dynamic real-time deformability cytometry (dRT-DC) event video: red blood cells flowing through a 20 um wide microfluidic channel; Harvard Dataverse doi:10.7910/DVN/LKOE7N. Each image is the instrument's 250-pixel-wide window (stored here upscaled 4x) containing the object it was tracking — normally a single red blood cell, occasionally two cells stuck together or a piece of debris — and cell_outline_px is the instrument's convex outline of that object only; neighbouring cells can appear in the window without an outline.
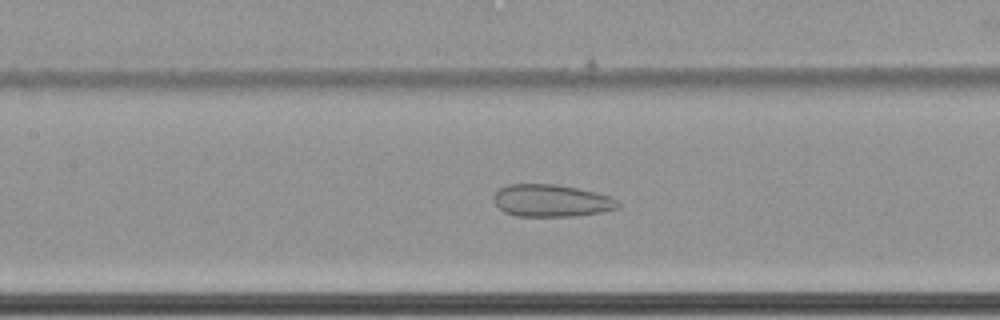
{"species": "common noctule bat (a hibernating species)", "species_latin": "Nyctalus noctula", "temperature_condition": "cold", "stored_images_in_passage": 50, "camera_frame_rate_fps": 3000, "um_per_image_px": 0.085, "animal": {"sex": "female", "body_mass_g": 22.7, "forearm_length_mm": 54.2}, "frame": {"image": 1, "passage_image": 26, "time_ms": 8.333, "image_size_px": [1000, 320], "cell_outline_px": [[620, 208], [604, 212], [576, 216], [516, 216], [504, 212], [492, 200], [492, 196], [500, 188], [508, 184], [556, 184], [580, 188], [612, 196], [620, 204]], "centroid_in_image_um": [46.9, 17.05], "position_along_channel_um": 160.5, "area_um2": 23.76}}
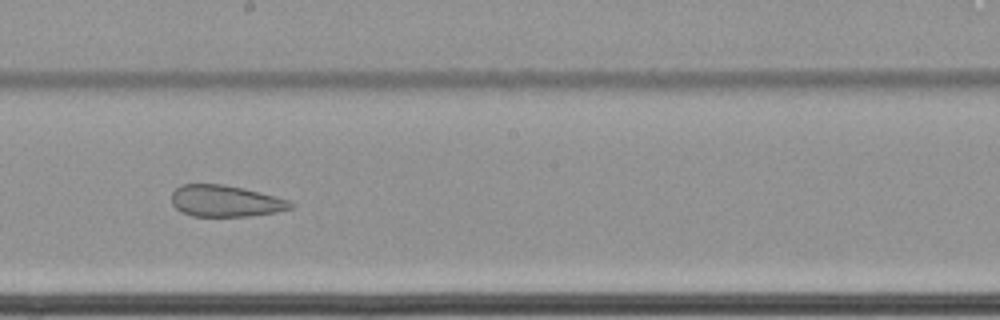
{"frame": {"image": 2, "passage_image": 32, "time_ms": 10.333, "image_size_px": [1000, 320], "cell_outline_px": [[292, 208], [276, 212], [248, 216], [192, 216], [176, 208], [172, 204], [172, 192], [180, 184], [224, 184], [244, 188], [260, 192], [288, 200], [292, 204]], "centroid_in_image_um": [19.14, 17.08], "position_along_channel_um": 229.1, "area_um2": 21.73}}
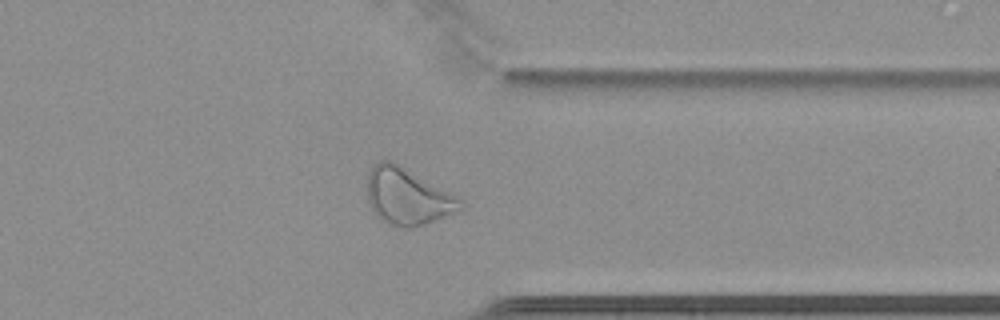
{"frame": {"image": 3, "passage_image": 45, "time_ms": 14.667, "image_size_px": [1000, 320], "cell_outline_px": [[464, 208], [424, 224], [412, 228], [400, 228], [388, 224], [380, 220], [372, 212], [368, 204], [368, 172], [380, 160], [392, 160], [460, 196], [464, 200]], "centroid_in_image_um": [34.65, 16.7], "position_along_channel_um": 376.7, "area_um2": 31.27}}